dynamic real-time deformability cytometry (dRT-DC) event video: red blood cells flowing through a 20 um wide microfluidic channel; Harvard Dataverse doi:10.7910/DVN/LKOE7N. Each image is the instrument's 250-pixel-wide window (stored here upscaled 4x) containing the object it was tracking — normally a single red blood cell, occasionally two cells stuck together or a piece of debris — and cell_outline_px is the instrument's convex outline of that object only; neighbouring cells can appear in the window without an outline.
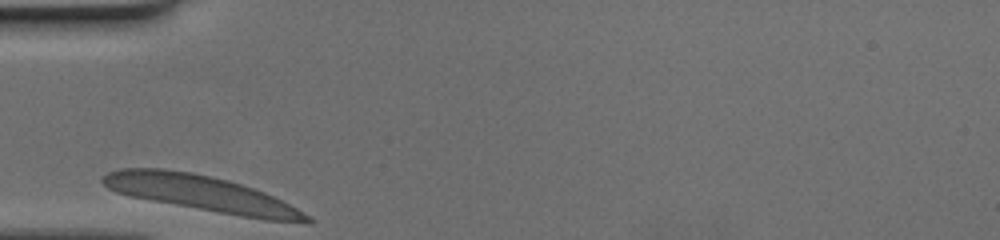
{"species": "human", "species_latin": "Homo sapiens", "temperature_condition": "cold", "stored_images_in_passage": 25, "camera_frame_rate_fps": 3000, "um_per_image_px": 0.085, "donor": {"sex": "female"}, "frame": {"image": 1, "passage_image": 1, "time_ms": 0.0, "image_size_px": [1000, 240], "cell_outline_px": [[316, 220], [312, 224], [308, 224], [264, 220], [240, 216], [152, 200], [132, 196], [116, 192], [108, 188], [100, 180], [108, 172], [120, 168], [164, 168], [192, 172], [212, 176], [228, 180], [264, 192], [296, 208]], "centroid_in_image_um": [17.18, 16.46], "position_along_channel_um": 67.8, "area_um2": 42.19}}
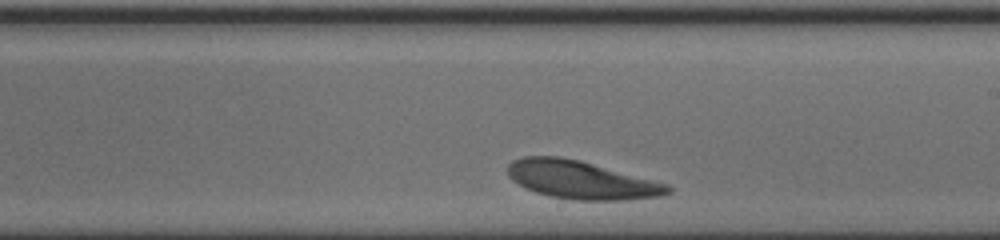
{"frame": {"image": 2, "passage_image": 15, "time_ms": 4.667, "image_size_px": [1000, 240], "cell_outline_px": [[672, 192], [660, 196], [624, 200], [572, 200], [552, 196], [536, 192], [512, 180], [508, 176], [508, 164], [512, 160], [524, 156], [560, 156], [580, 160], [668, 184], [672, 188]], "centroid_in_image_um": [49.41, 15.28], "position_along_channel_um": 239.6, "area_um2": 35.37}}
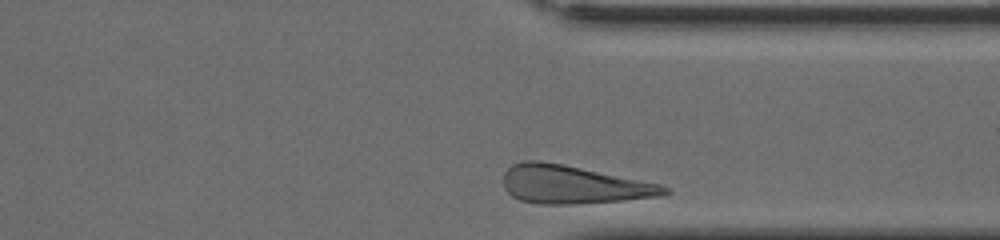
{"frame": {"image": 3, "passage_image": 25, "time_ms": 8.0, "image_size_px": [1000, 240], "cell_outline_px": [[672, 192], [664, 196], [624, 200], [568, 204], [536, 204], [520, 200], [512, 196], [504, 188], [504, 172], [512, 164], [524, 160], [540, 160], [660, 184], [672, 188]], "centroid_in_image_um": [48.73, 15.7], "position_along_channel_um": 362.7, "area_um2": 35.72}}